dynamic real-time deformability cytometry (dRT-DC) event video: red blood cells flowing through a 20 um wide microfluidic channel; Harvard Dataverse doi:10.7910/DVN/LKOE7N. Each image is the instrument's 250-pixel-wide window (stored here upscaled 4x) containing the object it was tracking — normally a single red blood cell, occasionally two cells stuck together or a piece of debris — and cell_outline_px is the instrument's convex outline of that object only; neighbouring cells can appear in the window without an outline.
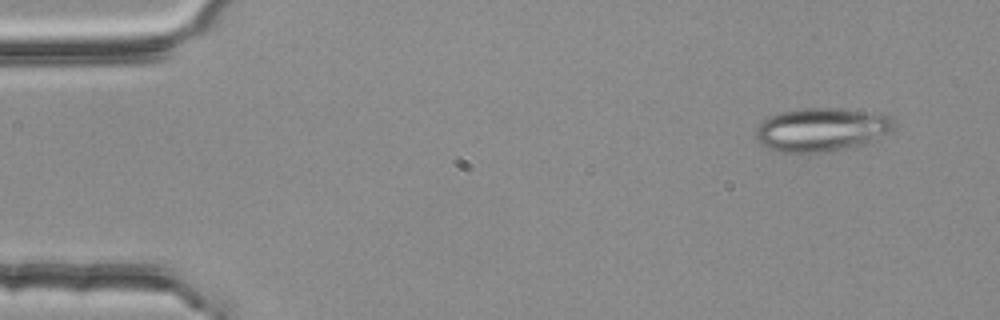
{"species": "common noctule bat (a hibernating species)", "species_latin": "Nyctalus noctula", "temperature_condition": "room temperature", "stored_images_in_passage": 3, "camera_frame_rate_fps": 3000, "um_per_image_px": 0.085, "animal": {"sex": "female", "body_mass_g": 25.1}, "frame": {"image": 1, "passage_image": 1, "time_ms": 0.0, "image_size_px": [1000, 320], "cell_outline_px": [[896, 124], [888, 132], [876, 140], [856, 148], [820, 152], [780, 152], [768, 148], [760, 144], [756, 140], [756, 128], [768, 116], [780, 112], [804, 108], [840, 108], [888, 116]], "centroid_in_image_um": [69.8, 11.03], "position_along_channel_um": 15.2, "area_um2": 35.08}}